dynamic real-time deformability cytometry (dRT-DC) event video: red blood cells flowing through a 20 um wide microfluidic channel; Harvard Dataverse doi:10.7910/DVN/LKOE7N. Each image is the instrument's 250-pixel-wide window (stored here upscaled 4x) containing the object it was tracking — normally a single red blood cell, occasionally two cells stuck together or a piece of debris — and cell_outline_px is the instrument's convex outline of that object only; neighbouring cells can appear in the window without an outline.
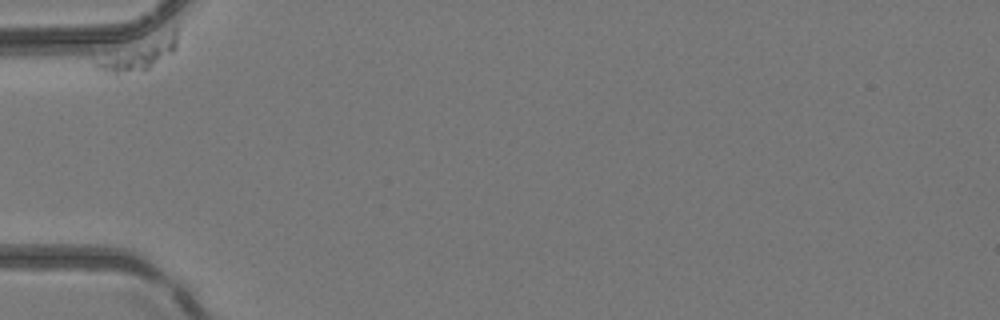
{"species": "common noctule bat (a hibernating species)", "species_latin": "Nyctalus noctula", "temperature_condition": "room temperature", "stored_images_in_passage": 5, "camera_frame_rate_fps": 3000, "um_per_image_px": 0.085, "animal": {"sex": "female", "body_mass_g": 24.6, "forearm_length_mm": 56.2}, "frame": {"image": 1, "passage_image": 1, "time_ms": 0.0, "image_size_px": [1000, 320], "cell_outline_px": [[176, 48], [172, 52], [148, 68], [116, 76], [112, 76], [96, 68], [92, 64], [92, 56], [172, 28], [176, 28]], "centroid_in_image_um": [11.6, 4.6], "position_along_channel_um": 73.4, "area_um2": 15.84}}
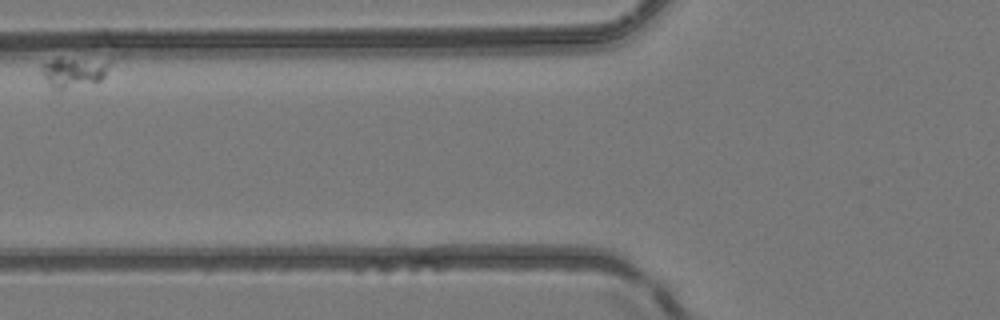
{"frame": {"image": 2, "passage_image": 3, "time_ms": 2.0, "image_size_px": [1000, 320], "cell_outline_px": [[112, 64], [104, 76], [100, 80], [64, 88], [52, 88], [48, 84], [40, 72], [40, 64], [60, 56], [112, 60]], "centroid_in_image_um": [6.25, 6.04], "position_along_channel_um": 119.5, "area_um2": 12.31}}
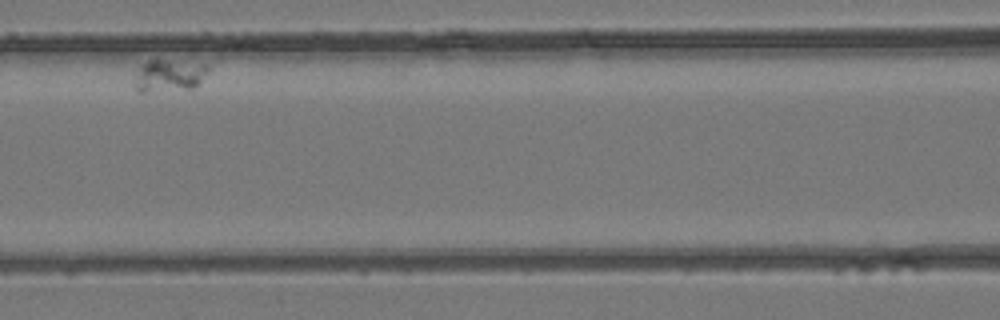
{"frame": {"image": 3, "passage_image": 4, "time_ms": 3.333, "image_size_px": [1000, 320], "cell_outline_px": [[208, 68], [196, 84], [192, 88], [144, 92], [136, 92], [132, 84], [132, 72], [140, 64], [148, 60], [160, 60], [204, 64]], "centroid_in_image_um": [14.15, 6.43], "position_along_channel_um": 152.5, "area_um2": 13.81}}